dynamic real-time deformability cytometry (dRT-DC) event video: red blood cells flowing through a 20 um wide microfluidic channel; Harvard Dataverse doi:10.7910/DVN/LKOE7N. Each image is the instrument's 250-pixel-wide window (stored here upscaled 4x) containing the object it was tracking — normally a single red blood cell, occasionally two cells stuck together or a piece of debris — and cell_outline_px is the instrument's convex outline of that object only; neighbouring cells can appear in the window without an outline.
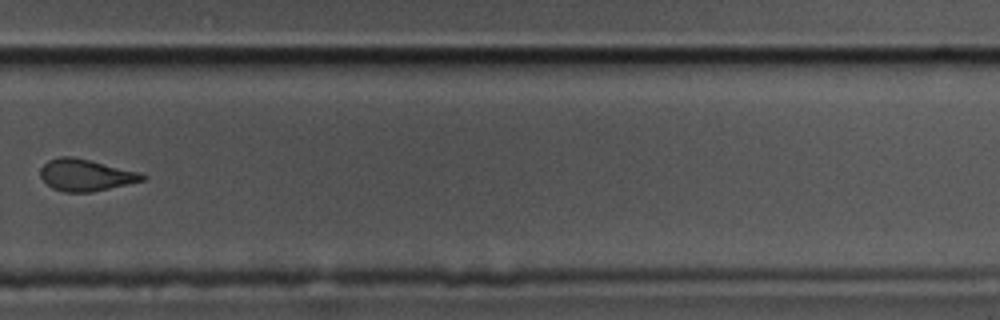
{"species": "common noctule bat (a hibernating species)", "species_latin": "Nyctalus noctula", "temperature_condition": "cold", "stored_images_in_passage": 14, "camera_frame_rate_fps": 3000, "um_per_image_px": 0.085, "animal": {"sex": "male", "body_mass_g": 17.5, "forearm_length_mm": 52.3}, "frame": {"image": 1, "passage_image": 10, "time_ms": 3.0, "image_size_px": [1000, 320], "cell_outline_px": [[148, 176], [144, 180], [92, 192], [64, 192], [52, 188], [40, 176], [40, 168], [48, 160], [60, 156], [72, 156], [140, 172]], "centroid_in_image_um": [7.27, 14.87], "position_along_channel_um": 322.5, "area_um2": 18.79}}